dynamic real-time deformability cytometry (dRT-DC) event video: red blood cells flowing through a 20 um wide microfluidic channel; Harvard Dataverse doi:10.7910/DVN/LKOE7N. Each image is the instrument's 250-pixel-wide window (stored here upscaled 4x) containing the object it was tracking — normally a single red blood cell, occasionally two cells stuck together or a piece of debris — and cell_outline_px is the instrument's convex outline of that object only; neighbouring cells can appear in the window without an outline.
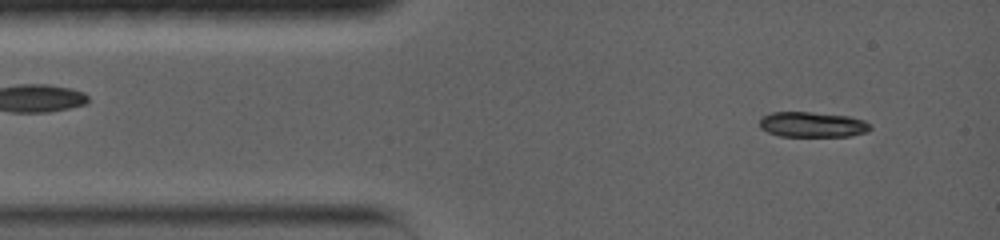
{"species": "common noctule bat (a hibernating species)", "species_latin": "Nyctalus noctula", "temperature_condition": "warm", "stored_images_in_passage": 70, "camera_frame_rate_fps": 5000, "um_per_image_px": 0.085, "animal": {"sex": "female", "body_mass_g": 19.0, "forearm_length_mm": 56.7}, "frame": {"image": 1, "passage_image": 5, "time_ms": 1.0, "image_size_px": [1000, 240], "cell_outline_px": [[872, 128], [868, 132], [848, 136], [780, 136], [768, 132], [760, 128], [760, 116], [772, 112], [808, 112], [848, 116], [864, 120], [872, 124]], "centroid_in_image_um": [69.06, 10.58], "position_along_channel_um": 15.9, "area_um2": 16.42}}
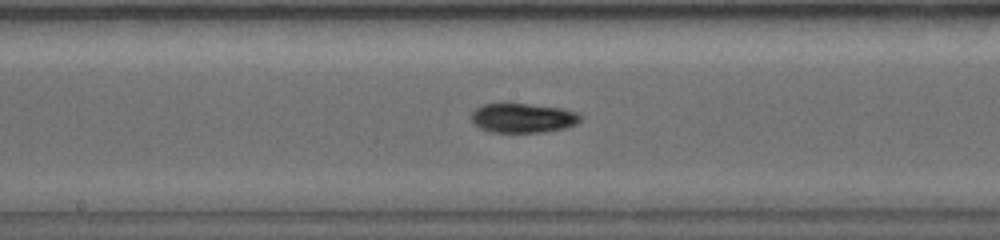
{"frame": {"image": 2, "passage_image": 30, "time_ms": 7.2, "image_size_px": [1000, 240], "cell_outline_px": [[584, 116], [576, 124], [568, 128], [544, 132], [488, 132], [480, 128], [472, 120], [472, 112], [476, 108], [484, 104], [504, 100], [564, 108], [576, 112]], "centroid_in_image_um": [44.46, 9.98], "position_along_channel_um": 203.7, "area_um2": 19.59}}
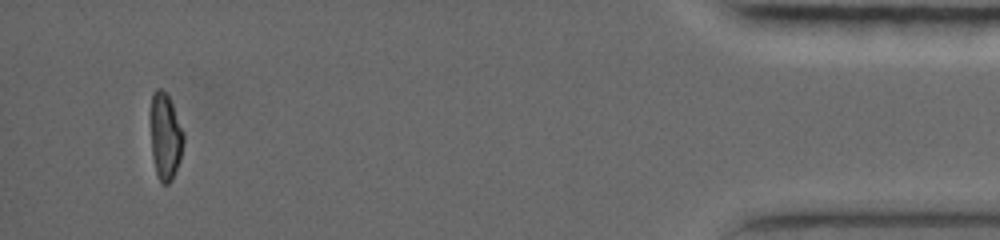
{"frame": {"image": 3, "passage_image": 63, "time_ms": 15.4, "image_size_px": [1000, 240], "cell_outline_px": [[184, 140], [180, 160], [172, 180], [168, 184], [160, 184], [156, 176], [152, 156], [152, 92], [156, 88], [160, 88], [168, 96], [172, 104], [184, 132]], "centroid_in_image_um": [14.07, 11.67], "position_along_channel_um": 421.1, "area_um2": 16.47}, "authors_computed_cell_mechanics": {"area_um2": 17.6001, "velocity_mm_per_s": 3.7741, "shape_relaxation_time_tau1_ms": 4.1184, "shape_relaxation_time_tau2_ms": null, "deformation_change_tau1": 0.2321, "deformation_change_tau2": null}}